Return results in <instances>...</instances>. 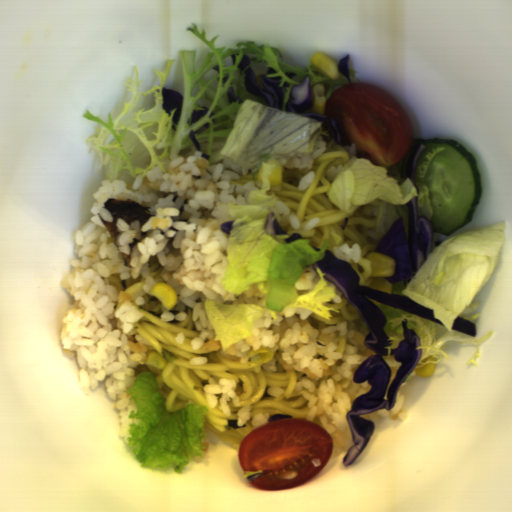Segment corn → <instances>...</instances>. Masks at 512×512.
I'll return each mask as SVG.
<instances>
[{
  "label": "corn",
  "mask_w": 512,
  "mask_h": 512,
  "mask_svg": "<svg viewBox=\"0 0 512 512\" xmlns=\"http://www.w3.org/2000/svg\"><path fill=\"white\" fill-rule=\"evenodd\" d=\"M365 258L371 262L369 278H386L394 275L395 260L392 257L373 251Z\"/></svg>",
  "instance_id": "corn-1"
},
{
  "label": "corn",
  "mask_w": 512,
  "mask_h": 512,
  "mask_svg": "<svg viewBox=\"0 0 512 512\" xmlns=\"http://www.w3.org/2000/svg\"><path fill=\"white\" fill-rule=\"evenodd\" d=\"M310 62L319 73L329 80H337L341 77L338 63L321 52L313 53Z\"/></svg>",
  "instance_id": "corn-2"
},
{
  "label": "corn",
  "mask_w": 512,
  "mask_h": 512,
  "mask_svg": "<svg viewBox=\"0 0 512 512\" xmlns=\"http://www.w3.org/2000/svg\"><path fill=\"white\" fill-rule=\"evenodd\" d=\"M148 293L155 296L167 310L172 309L177 304V295L174 289L165 282L153 284Z\"/></svg>",
  "instance_id": "corn-3"
},
{
  "label": "corn",
  "mask_w": 512,
  "mask_h": 512,
  "mask_svg": "<svg viewBox=\"0 0 512 512\" xmlns=\"http://www.w3.org/2000/svg\"><path fill=\"white\" fill-rule=\"evenodd\" d=\"M311 111L318 115H325L327 104L326 87L323 83H316L310 93Z\"/></svg>",
  "instance_id": "corn-4"
},
{
  "label": "corn",
  "mask_w": 512,
  "mask_h": 512,
  "mask_svg": "<svg viewBox=\"0 0 512 512\" xmlns=\"http://www.w3.org/2000/svg\"><path fill=\"white\" fill-rule=\"evenodd\" d=\"M265 163L274 165L271 174L268 176L271 187H276L283 183V167L282 164L273 157L269 158Z\"/></svg>",
  "instance_id": "corn-5"
},
{
  "label": "corn",
  "mask_w": 512,
  "mask_h": 512,
  "mask_svg": "<svg viewBox=\"0 0 512 512\" xmlns=\"http://www.w3.org/2000/svg\"><path fill=\"white\" fill-rule=\"evenodd\" d=\"M146 364L151 365L157 370H162L166 366V361L162 354L158 351H151L147 355V362Z\"/></svg>",
  "instance_id": "corn-6"
},
{
  "label": "corn",
  "mask_w": 512,
  "mask_h": 512,
  "mask_svg": "<svg viewBox=\"0 0 512 512\" xmlns=\"http://www.w3.org/2000/svg\"><path fill=\"white\" fill-rule=\"evenodd\" d=\"M436 371V364L427 363L422 367H416L415 373L417 377L426 378L434 375Z\"/></svg>",
  "instance_id": "corn-7"
},
{
  "label": "corn",
  "mask_w": 512,
  "mask_h": 512,
  "mask_svg": "<svg viewBox=\"0 0 512 512\" xmlns=\"http://www.w3.org/2000/svg\"><path fill=\"white\" fill-rule=\"evenodd\" d=\"M262 172H263V169L262 167H260L257 171V180L260 184H263V179H262Z\"/></svg>",
  "instance_id": "corn-8"
}]
</instances>
